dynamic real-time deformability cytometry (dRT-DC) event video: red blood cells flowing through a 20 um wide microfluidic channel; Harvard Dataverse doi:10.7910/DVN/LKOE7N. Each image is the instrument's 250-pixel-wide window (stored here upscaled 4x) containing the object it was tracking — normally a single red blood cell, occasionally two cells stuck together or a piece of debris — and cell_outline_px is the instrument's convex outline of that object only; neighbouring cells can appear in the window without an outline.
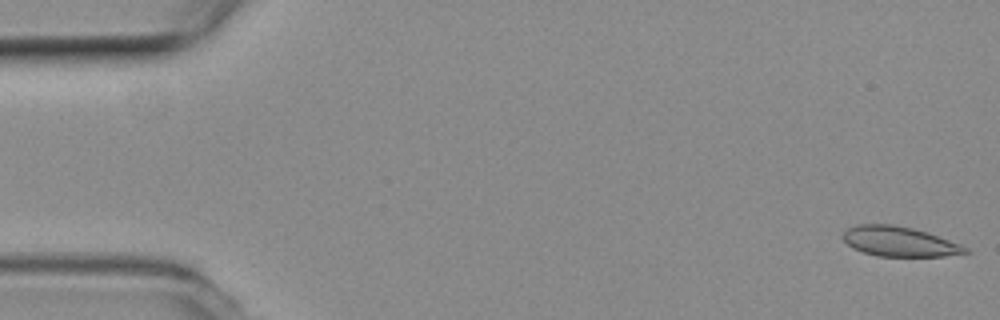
{"species": "common noctule bat (a hibernating species)", "species_latin": "Nyctalus noctula", "temperature_condition": "room temperature", "stored_images_in_passage": 53, "camera_frame_rate_fps": 3000, "um_per_image_px": 0.085, "animal": {"sex": "female", "body_mass_g": 19.3, "forearm_length_mm": 54.1}, "frame": {"image": 1, "passage_image": 1, "time_ms": 0.0, "image_size_px": [1000, 320], "cell_outline_px": [[972, 252], [944, 256], [876, 256], [852, 248], [840, 236], [848, 228], [856, 224], [892, 224], [912, 228], [928, 232], [960, 244], [968, 248]], "centroid_in_image_um": [76.44, 20.52], "position_along_channel_um": 8.6, "area_um2": 21.39}}
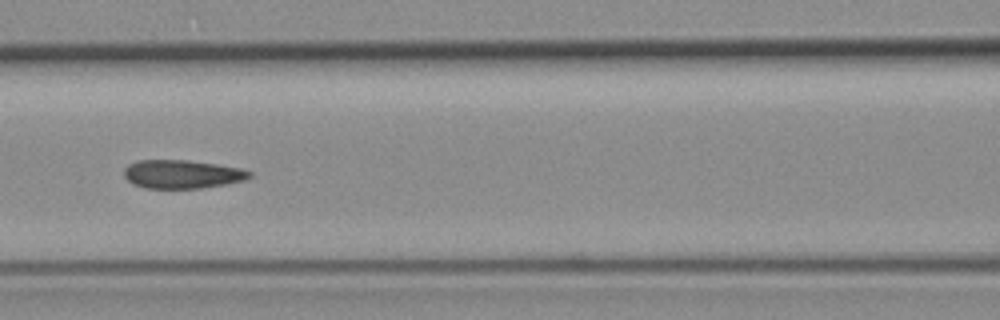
{"frame": {"image": 2, "passage_image": 23, "time_ms": 7.333, "image_size_px": [1000, 320], "cell_outline_px": [[252, 176], [244, 180], [224, 184], [200, 188], [144, 188], [132, 184], [124, 176], [124, 168], [128, 164], [136, 160], [188, 160], [216, 164], [240, 168], [252, 172]], "centroid_in_image_um": [15.44, 14.8], "position_along_channel_um": 151.2, "area_um2": 20.87}}
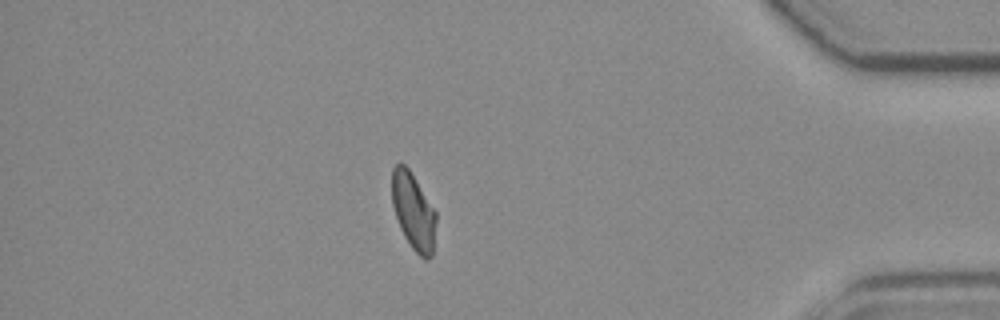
{"frame": {"image": 3, "passage_image": 46, "time_ms": 15.0, "image_size_px": [1000, 320], "cell_outline_px": [[436, 220], [432, 256], [428, 260], [424, 260], [412, 248], [404, 236], [400, 228], [392, 204], [392, 168], [400, 160], [408, 168], [436, 212]], "centroid_in_image_um": [35.13, 17.97], "position_along_channel_um": 400.1, "area_um2": 19.65}, "authors_computed_cell_mechanics": {"area_um2": 21.2704, "velocity_mm_per_s": 3.8194, "shape_relaxation_time_tau1_ms": null, "shape_relaxation_time_tau2_ms": 1.968, "deformation_change_tau1": null, "deformation_change_tau2": 0.0703}}